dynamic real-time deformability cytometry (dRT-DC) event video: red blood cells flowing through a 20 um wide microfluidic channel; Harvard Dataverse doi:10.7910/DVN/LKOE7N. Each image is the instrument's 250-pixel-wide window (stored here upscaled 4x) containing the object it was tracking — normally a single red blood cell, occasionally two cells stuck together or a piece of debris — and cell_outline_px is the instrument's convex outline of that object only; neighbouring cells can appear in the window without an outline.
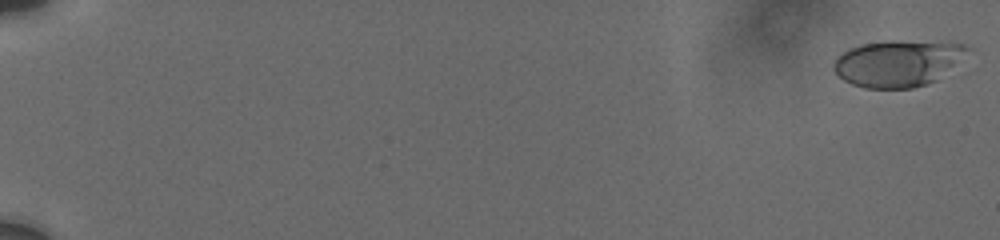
{"species": "human", "species_latin": "Homo sapiens", "temperature_condition": "cold", "stored_images_in_passage": 26, "camera_frame_rate_fps": 3000, "um_per_image_px": 0.085, "donor": {"sex": "male"}, "frame": {"image": 1, "passage_image": 1, "time_ms": 0.0, "image_size_px": [1000, 240], "cell_outline_px": [[972, 48], [936, 80], [928, 84], [912, 88], [864, 88], [852, 84], [844, 80], [832, 68], [832, 64], [836, 56], [852, 48], [864, 44], [892, 40], [948, 40], [964, 44]], "centroid_in_image_um": [76.35, 5.34], "position_along_channel_um": 8.7, "area_um2": 36.53}}
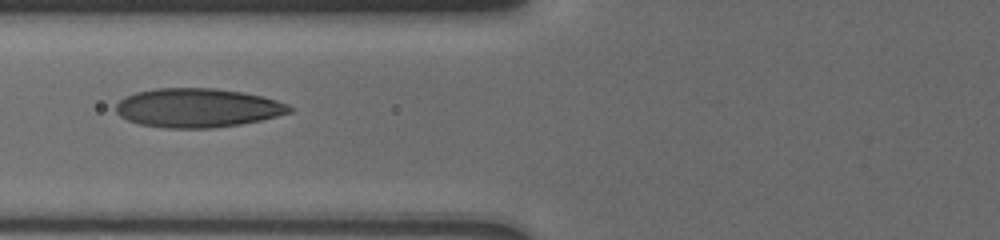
{"frame": {"image": 2, "passage_image": 19, "time_ms": 8.333, "image_size_px": [1000, 240], "cell_outline_px": [[296, 108], [292, 112], [260, 120], [240, 124], [212, 128], [164, 128], [140, 124], [128, 120], [120, 116], [116, 112], [116, 104], [124, 96], [136, 92], [156, 88], [216, 88], [240, 92], [260, 96], [276, 100], [288, 104]], "centroid_in_image_um": [16.78, 9.17], "position_along_channel_um": 109.0, "area_um2": 39.48}}
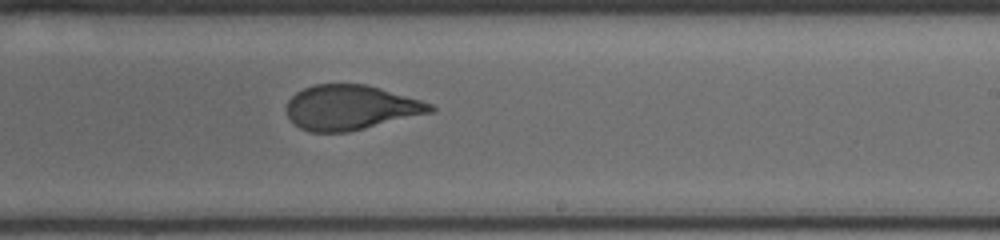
{"frame": {"image": 3, "passage_image": 26, "time_ms": 12.333, "image_size_px": [1000, 240], "cell_outline_px": [[436, 108], [432, 112], [348, 132], [312, 132], [300, 128], [288, 116], [288, 100], [296, 92], [312, 84], [364, 84], [380, 88], [420, 100], [432, 104]], "centroid_in_image_um": [29.8, 9.13], "position_along_channel_um": 259.2, "area_um2": 37.11}}